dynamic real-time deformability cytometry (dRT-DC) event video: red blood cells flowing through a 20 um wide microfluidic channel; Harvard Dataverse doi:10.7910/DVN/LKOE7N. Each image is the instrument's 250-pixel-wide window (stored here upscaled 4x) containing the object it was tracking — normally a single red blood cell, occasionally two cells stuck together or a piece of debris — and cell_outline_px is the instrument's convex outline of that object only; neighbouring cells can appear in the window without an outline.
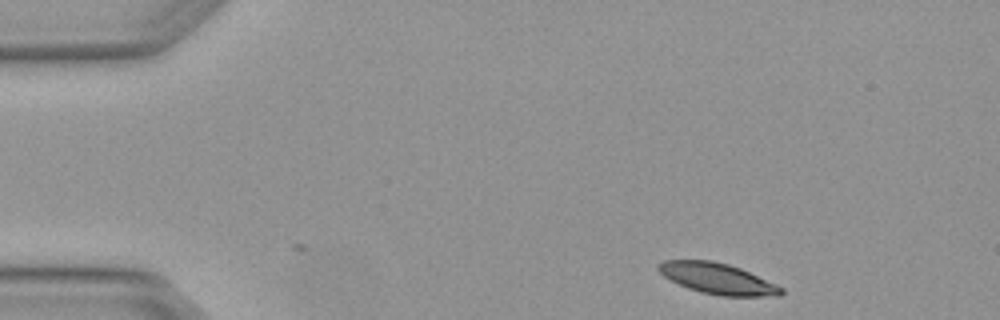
{"species": "Egyptian fruit bat (a non-hibernating species)", "species_latin": "Rousettus aegyptiacus", "temperature_condition": "warm", "stored_images_in_passage": 3, "camera_frame_rate_fps": 3000, "um_per_image_px": 0.085, "animal": {"sex": "female"}, "frame": {"image": 1, "passage_image": 1, "time_ms": 0.0, "image_size_px": [1000, 320], "cell_outline_px": [[784, 292], [780, 296], [720, 296], [700, 292], [688, 288], [664, 276], [656, 268], [656, 264], [664, 260], [712, 260], [728, 264], [740, 268], [776, 284], [784, 288]], "centroid_in_image_um": [60.99, 23.68], "position_along_channel_um": 24.0, "area_um2": 22.08}}
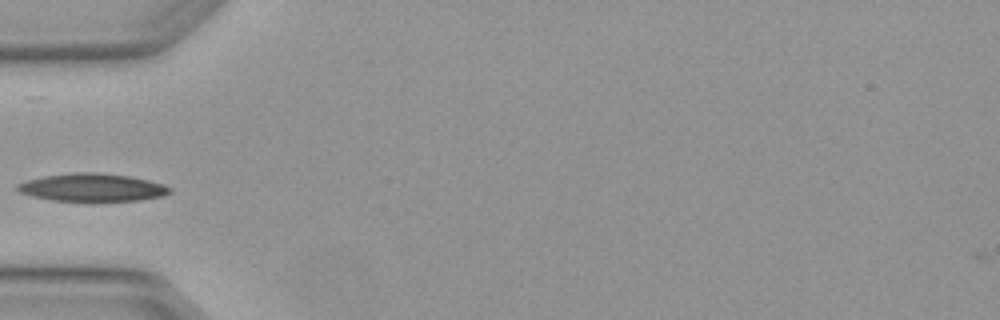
{"frame": {"image": 2, "passage_image": 2, "time_ms": 0.333, "image_size_px": [1000, 320], "cell_outline_px": [[172, 192], [164, 196], [140, 200], [92, 204], [88, 204], [52, 200], [32, 196], [20, 192], [16, 188], [16, 184], [28, 180], [44, 176], [76, 172], [96, 172], [128, 176], [148, 180], [172, 188]], "centroid_in_image_um": [7.85, 15.99], "position_along_channel_um": 77.1, "area_um2": 25.66}}
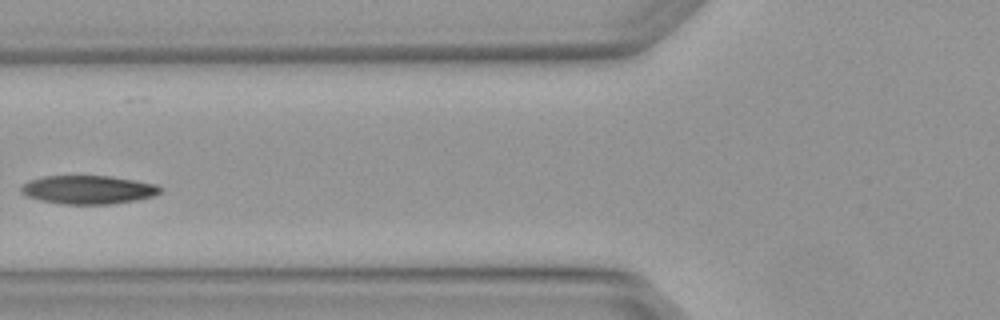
{"frame": {"image": 3, "passage_image": 3, "time_ms": 0.667, "image_size_px": [1000, 320], "cell_outline_px": [[164, 188], [160, 192], [152, 196], [136, 200], [112, 204], [64, 204], [40, 200], [28, 196], [20, 192], [20, 188], [24, 184], [32, 180], [44, 176], [112, 176], [156, 184]], "centroid_in_image_um": [7.53, 16.12], "position_along_channel_um": 118.3, "area_um2": 23.0}}